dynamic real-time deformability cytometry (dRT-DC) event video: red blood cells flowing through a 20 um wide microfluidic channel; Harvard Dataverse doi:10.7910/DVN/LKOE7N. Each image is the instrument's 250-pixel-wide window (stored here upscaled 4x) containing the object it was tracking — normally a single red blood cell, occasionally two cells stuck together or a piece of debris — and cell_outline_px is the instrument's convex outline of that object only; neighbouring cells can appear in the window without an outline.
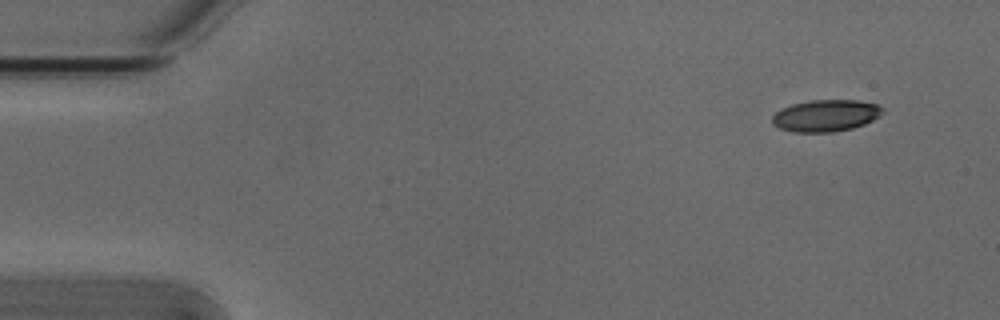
{"species": "Egyptian fruit bat (a non-hibernating species)", "species_latin": "Rousettus aegyptiacus", "temperature_condition": "cold", "stored_images_in_passage": 4, "camera_frame_rate_fps": 3000, "um_per_image_px": 0.085, "animal": {"sex": "male"}, "frame": {"image": 1, "passage_image": 1, "time_ms": 0.0, "image_size_px": [1000, 320], "cell_outline_px": [[884, 112], [880, 116], [864, 124], [852, 128], [832, 132], [792, 132], [780, 128], [772, 124], [772, 116], [776, 112], [792, 104], [812, 100], [856, 100], [876, 104], [884, 108]], "centroid_in_image_um": [70.2, 9.83], "position_along_channel_um": 14.8, "area_um2": 20.4}}
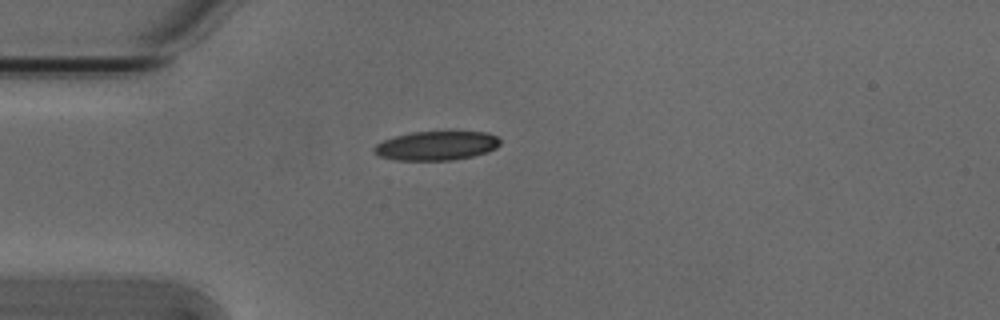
{"frame": {"image": 2, "passage_image": 4, "time_ms": 1.0, "image_size_px": [1000, 320], "cell_outline_px": [[500, 144], [496, 148], [488, 152], [472, 156], [452, 160], [396, 160], [380, 156], [372, 148], [376, 144], [384, 140], [396, 136], [412, 132], [488, 132], [496, 136], [500, 140]], "centroid_in_image_um": [37.12, 12.38], "position_along_channel_um": 47.9, "area_um2": 21.21}}